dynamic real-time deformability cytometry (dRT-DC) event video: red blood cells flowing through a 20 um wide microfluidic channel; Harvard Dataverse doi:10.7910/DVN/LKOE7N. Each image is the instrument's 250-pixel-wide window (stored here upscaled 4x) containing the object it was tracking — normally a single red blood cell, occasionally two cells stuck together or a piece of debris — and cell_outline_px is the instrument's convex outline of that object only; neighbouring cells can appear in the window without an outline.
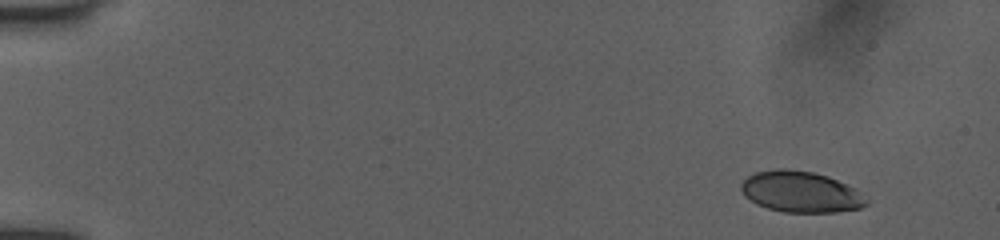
{"species": "human", "species_latin": "Homo sapiens", "temperature_condition": "room temperature", "stored_images_in_passage": 17, "camera_frame_rate_fps": 3000, "um_per_image_px": 0.085, "donor": {"sex": "female"}, "frame": {"image": 1, "passage_image": 1, "time_ms": 0.0, "image_size_px": [1000, 240], "cell_outline_px": [[868, 204], [860, 208], [836, 212], [784, 212], [768, 208], [756, 204], [744, 196], [740, 188], [740, 184], [748, 176], [756, 172], [776, 168], [784, 168], [812, 172], [828, 176], [856, 188], [868, 200]], "centroid_in_image_um": [68.06, 16.3], "position_along_channel_um": 16.9, "area_um2": 30.11}}
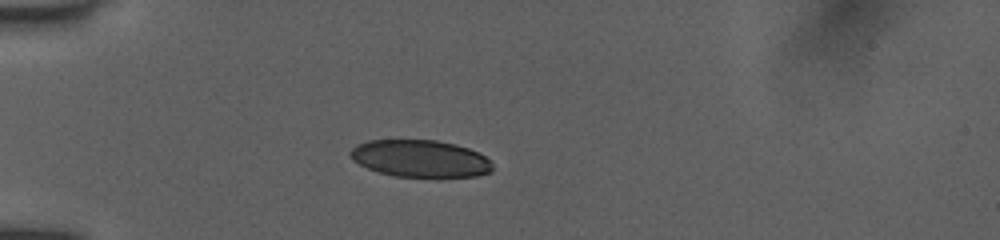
{"frame": {"image": 2, "passage_image": 13, "time_ms": 3.667, "image_size_px": [1000, 240], "cell_outline_px": [[492, 172], [476, 176], [396, 176], [380, 172], [368, 168], [352, 160], [348, 152], [356, 144], [368, 140], [436, 140], [456, 144], [468, 148], [484, 156], [492, 164]], "centroid_in_image_um": [35.69, 13.46], "position_along_channel_um": 49.3, "area_um2": 30.52}}